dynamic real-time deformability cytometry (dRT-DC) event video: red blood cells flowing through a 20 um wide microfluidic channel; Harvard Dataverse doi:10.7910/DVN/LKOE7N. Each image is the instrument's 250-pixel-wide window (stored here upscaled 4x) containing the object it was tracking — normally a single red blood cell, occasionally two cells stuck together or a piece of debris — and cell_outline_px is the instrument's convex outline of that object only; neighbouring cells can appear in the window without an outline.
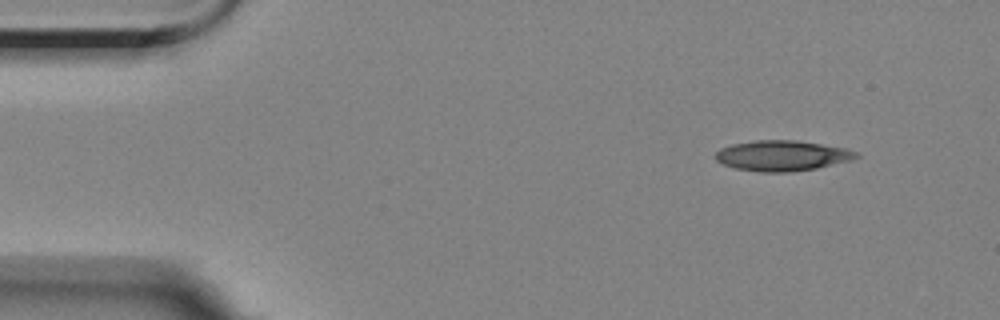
{"species": "Egyptian fruit bat (a non-hibernating species)", "species_latin": "Rousettus aegyptiacus", "temperature_condition": "room temperature", "stored_images_in_passage": 5, "segment_of_instrument_passage": [2, 2], "camera_frame_rate_fps": 3000, "um_per_image_px": 0.085, "animal": {"sex": "female"}, "frame": {"image": 1, "passage_image": 5, "time_ms": 6.333, "image_size_px": [1000, 320], "cell_outline_px": [[860, 156], [852, 160], [816, 168], [788, 172], [760, 172], [736, 168], [724, 164], [716, 160], [712, 156], [720, 148], [732, 144], [756, 140], [796, 140], [844, 148], [856, 152]], "centroid_in_image_um": [66.45, 13.23], "position_along_channel_um": 18.6, "area_um2": 24.85}}